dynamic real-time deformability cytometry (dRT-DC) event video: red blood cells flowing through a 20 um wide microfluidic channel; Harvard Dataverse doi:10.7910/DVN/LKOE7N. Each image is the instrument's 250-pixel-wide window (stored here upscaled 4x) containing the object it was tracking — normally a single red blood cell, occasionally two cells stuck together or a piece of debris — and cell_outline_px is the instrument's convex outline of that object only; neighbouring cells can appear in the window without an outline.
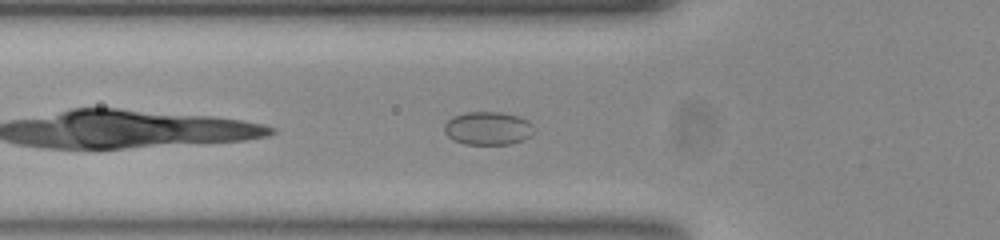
{"species": "common noctule bat (a hibernating species)", "species_latin": "Nyctalus noctula", "temperature_condition": "room temperature", "stored_images_in_passage": 40, "camera_frame_rate_fps": 3000, "um_per_image_px": 0.085, "animal": {"sex": "female", "body_mass_g": 23.0, "forearm_length_mm": 53.4}, "frame": {"image": 1, "passage_image": 4, "time_ms": 1.0, "image_size_px": [1000, 240], "cell_outline_px": [[528, 136], [520, 140], [508, 144], [464, 144], [448, 136], [444, 132], [444, 124], [448, 120], [456, 116], [468, 112], [500, 112], [516, 116], [524, 120], [528, 124]], "centroid_in_image_um": [41.35, 10.91], "position_along_channel_um": 84.5, "area_um2": 16.47}}
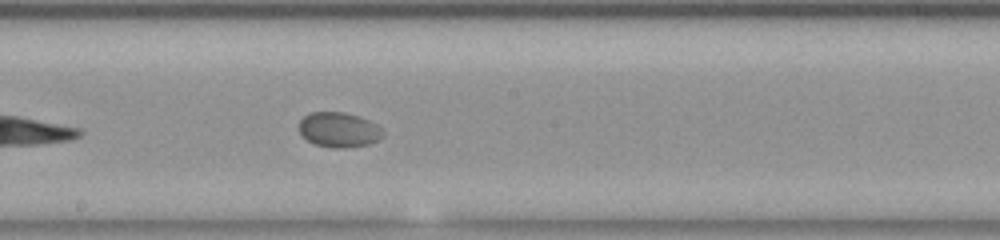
{"frame": {"image": 2, "passage_image": 15, "time_ms": 4.667, "image_size_px": [1000, 240], "cell_outline_px": [[384, 132], [376, 140], [368, 144], [344, 148], [332, 148], [316, 144], [308, 140], [300, 132], [300, 120], [304, 116], [312, 112], [344, 112], [360, 116], [376, 124]], "centroid_in_image_um": [28.8, 11.02], "position_along_channel_um": 219.4, "area_um2": 16.82}}
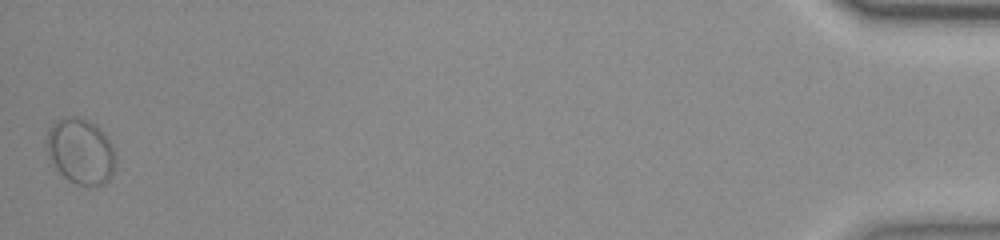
{"frame": {"image": 3, "passage_image": 40, "time_ms": 13.0, "image_size_px": [1000, 240], "cell_outline_px": [[112, 172], [108, 180], [100, 184], [80, 184], [68, 180], [60, 172], [52, 156], [48, 140], [48, 128], [60, 116], [76, 116], [92, 124], [104, 136], [112, 148]], "centroid_in_image_um": [6.82, 12.82], "position_along_channel_um": 428.4, "area_um2": 24.57}, "authors_computed_cell_mechanics": {"area_um2": 16.9065, "velocity_mm_per_s": 3.6933, "shape_relaxation_time_tau1_ms": 6.3731, "shape_relaxation_time_tau2_ms": null, "deformation_change_tau1": 0.0736, "deformation_change_tau2": null}}